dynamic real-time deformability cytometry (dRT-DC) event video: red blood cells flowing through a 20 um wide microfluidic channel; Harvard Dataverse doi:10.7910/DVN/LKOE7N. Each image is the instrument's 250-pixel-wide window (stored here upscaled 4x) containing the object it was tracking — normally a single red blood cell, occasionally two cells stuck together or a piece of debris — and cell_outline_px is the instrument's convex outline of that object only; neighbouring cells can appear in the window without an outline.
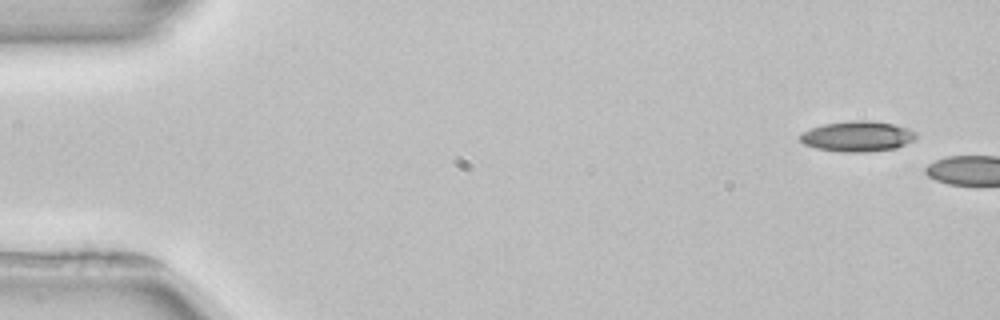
{"species": "common noctule bat (a hibernating species)", "species_latin": "Nyctalus noctula", "temperature_condition": "room temperature", "stored_images_in_passage": 3, "camera_frame_rate_fps": 3000, "um_per_image_px": 0.085, "animal": {"sex": "female", "body_mass_g": 22.7, "forearm_length_mm": 54.2}, "frame": {"image": 1, "passage_image": 1, "time_ms": 0.0, "image_size_px": [1000, 320], "cell_outline_px": [[916, 140], [896, 148], [864, 152], [840, 152], [816, 148], [804, 144], [800, 140], [800, 132], [824, 124], [856, 120], [868, 120], [892, 124], [908, 128], [916, 132]], "centroid_in_image_um": [72.89, 11.59], "position_along_channel_um": 12.1, "area_um2": 20.58}}